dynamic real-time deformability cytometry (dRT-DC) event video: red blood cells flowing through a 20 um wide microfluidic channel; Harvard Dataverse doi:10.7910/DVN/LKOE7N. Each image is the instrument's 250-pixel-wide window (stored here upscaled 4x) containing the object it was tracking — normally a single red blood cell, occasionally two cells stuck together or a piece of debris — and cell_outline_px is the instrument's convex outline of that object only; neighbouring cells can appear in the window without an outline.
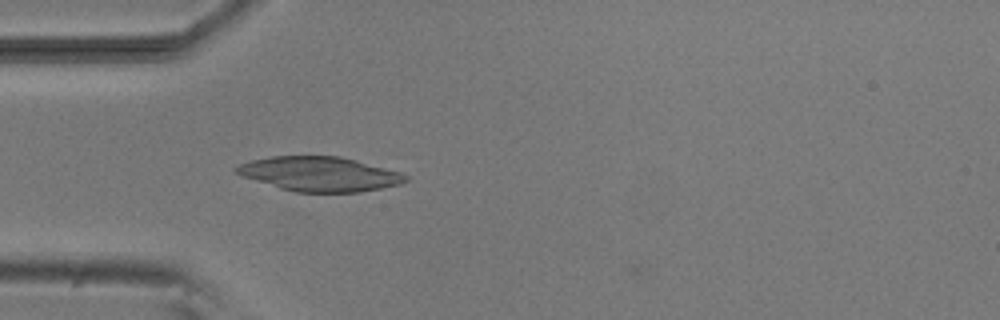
{"species": "common noctule bat (a hibernating species)", "species_latin": "Nyctalus noctula", "temperature_condition": "room temperature", "stored_images_in_passage": 3, "camera_frame_rate_fps": 3000, "um_per_image_px": 0.085, "animal": {"sex": "male", "body_mass_g": 20.5, "forearm_length_mm": 52.5}, "frame": {"image": 1, "passage_image": 3, "time_ms": 2.333, "image_size_px": [1000, 320], "cell_outline_px": [[408, 180], [400, 184], [360, 192], [296, 192], [280, 188], [232, 172], [232, 168], [240, 164], [252, 160], [272, 156], [340, 156], [356, 160], [400, 172], [408, 176]], "centroid_in_image_um": [27.16, 14.78], "position_along_channel_um": 57.8, "area_um2": 33.81}}